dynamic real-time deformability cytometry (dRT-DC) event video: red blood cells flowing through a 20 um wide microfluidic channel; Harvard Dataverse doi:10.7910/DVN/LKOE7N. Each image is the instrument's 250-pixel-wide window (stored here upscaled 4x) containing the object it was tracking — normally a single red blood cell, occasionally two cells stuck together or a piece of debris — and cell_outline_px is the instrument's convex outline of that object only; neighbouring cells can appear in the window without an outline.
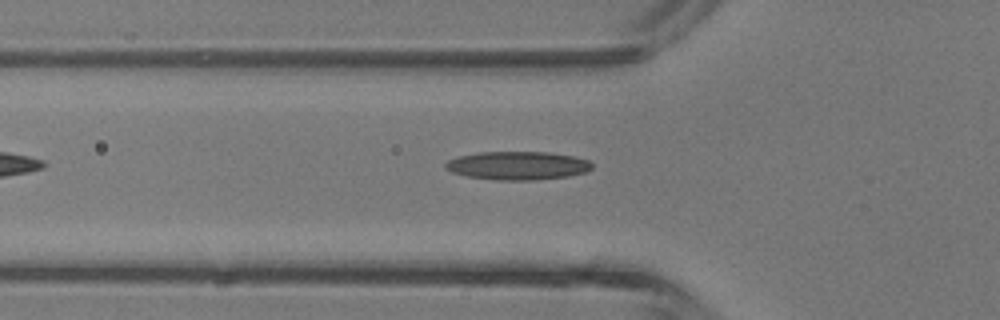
{"species": "common noctule bat (a hibernating species)", "species_latin": "Nyctalus noctula", "temperature_condition": "room temperature", "stored_images_in_passage": 27, "camera_frame_rate_fps": 3000, "um_per_image_px": 0.085, "animal": {"sex": "male", "body_mass_g": 13.3}, "frame": {"image": 1, "passage_image": 3, "time_ms": 0.667, "image_size_px": [1000, 320], "cell_outline_px": [[592, 168], [588, 172], [568, 176], [536, 180], [496, 180], [468, 176], [452, 172], [444, 168], [444, 164], [448, 160], [460, 156], [480, 152], [548, 152], [572, 156], [588, 160], [592, 164]], "centroid_in_image_um": [44.01, 14.08], "position_along_channel_um": 81.8, "area_um2": 24.22}}
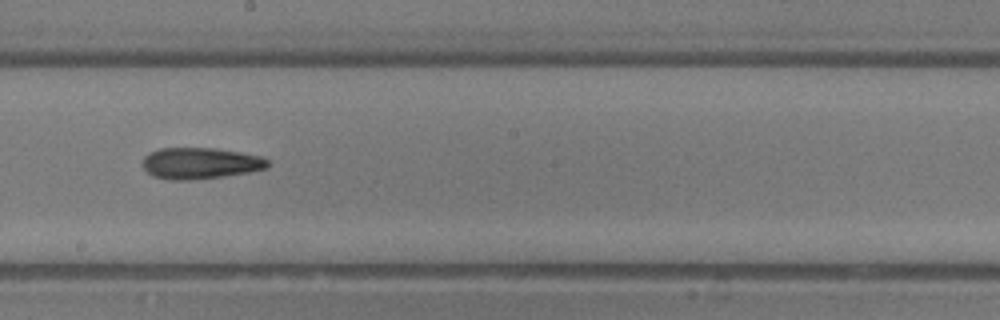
{"frame": {"image": 2, "passage_image": 12, "time_ms": 3.667, "image_size_px": [1000, 320], "cell_outline_px": [[268, 168], [248, 172], [224, 176], [192, 180], [172, 180], [152, 176], [144, 168], [144, 156], [148, 152], [160, 148], [216, 148], [264, 156], [268, 160]], "centroid_in_image_um": [17.04, 13.87], "position_along_channel_um": 231.2, "area_um2": 22.95}}
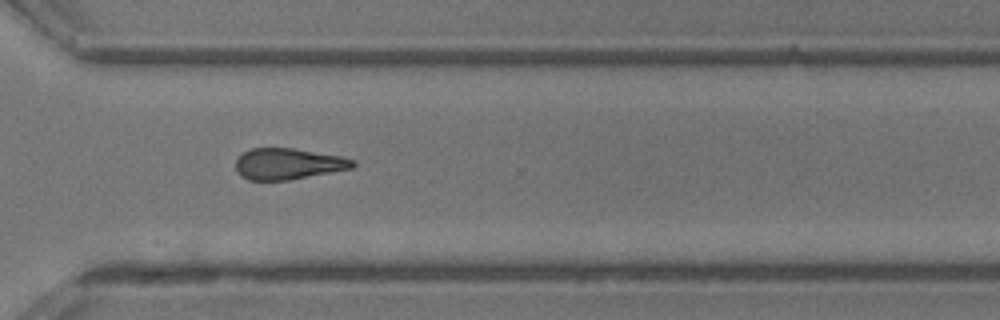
{"frame": {"image": 3, "passage_image": 19, "time_ms": 6.0, "image_size_px": [1000, 320], "cell_outline_px": [[356, 164], [352, 168], [288, 180], [248, 180], [240, 176], [236, 172], [236, 160], [244, 152], [252, 148], [292, 148], [340, 156], [356, 160]], "centroid_in_image_um": [24.47, 13.93], "position_along_channel_um": 346.1, "area_um2": 21.15}, "authors_computed_cell_mechanics": {"area_um2": 21.9062, "velocity_mm_per_s": 4.9443, "shape_relaxation_time_tau1_ms": 9.9303, "shape_relaxation_time_tau2_ms": 3.305, "deformation_change_tau1": 0.2623, "deformation_change_tau2": 0.1644}}